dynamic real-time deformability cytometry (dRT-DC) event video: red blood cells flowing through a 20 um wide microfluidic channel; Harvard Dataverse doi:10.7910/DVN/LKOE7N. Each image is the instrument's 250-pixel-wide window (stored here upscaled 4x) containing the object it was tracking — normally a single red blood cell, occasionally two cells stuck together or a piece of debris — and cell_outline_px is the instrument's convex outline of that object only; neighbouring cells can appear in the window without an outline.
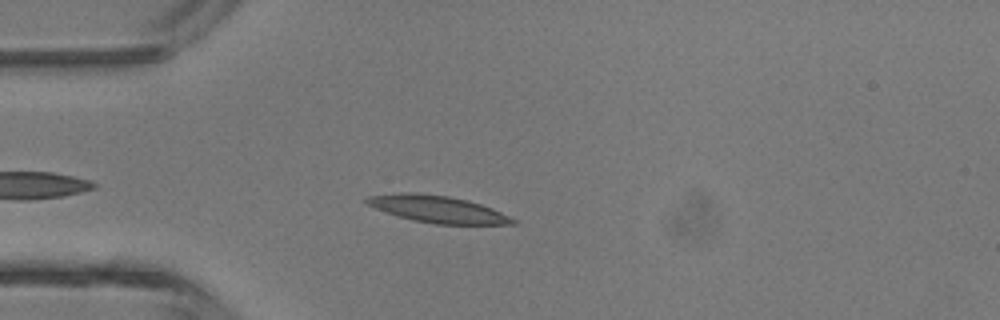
{"species": "common noctule bat (a hibernating species)", "species_latin": "Nyctalus noctula", "temperature_condition": "room temperature", "stored_images_in_passage": 2, "camera_frame_rate_fps": 3000, "um_per_image_px": 0.085, "animal": {"sex": "male", "body_mass_g": 13.3}, "frame": {"image": 1, "passage_image": 1, "time_ms": 0.0, "image_size_px": [1000, 320], "cell_outline_px": [[516, 224], [436, 224], [412, 220], [396, 216], [376, 208], [368, 204], [364, 200], [368, 196], [400, 192], [416, 192], [448, 196], [468, 200], [492, 208], [516, 220]], "centroid_in_image_um": [37.17, 17.77], "position_along_channel_um": 47.8, "area_um2": 22.83}}